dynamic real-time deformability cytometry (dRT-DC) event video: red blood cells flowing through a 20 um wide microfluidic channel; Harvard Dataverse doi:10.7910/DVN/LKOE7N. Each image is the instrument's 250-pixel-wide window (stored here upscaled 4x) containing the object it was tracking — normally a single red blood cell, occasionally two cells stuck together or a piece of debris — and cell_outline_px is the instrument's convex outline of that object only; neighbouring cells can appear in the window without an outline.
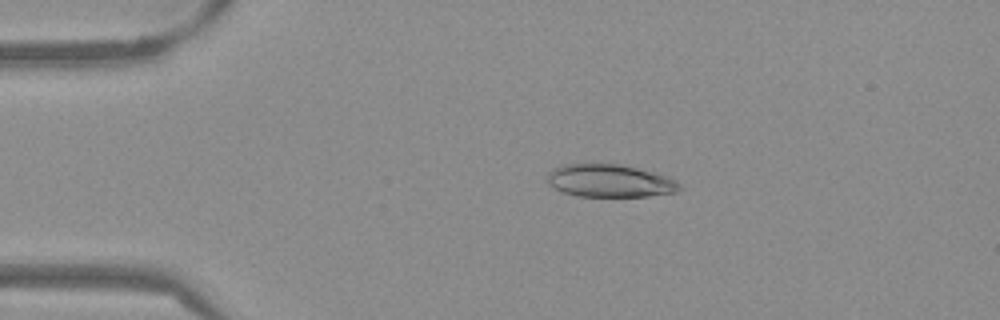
{"species": "Egyptian fruit bat (a non-hibernating species)", "species_latin": "Rousettus aegyptiacus", "temperature_condition": "warm", "stored_images_in_passage": 45, "camera_frame_rate_fps": 3000, "um_per_image_px": 0.085, "frame": {"image": 1, "passage_image": 3, "time_ms": 0.667, "image_size_px": [1000, 320], "cell_outline_px": [[684, 188], [676, 192], [648, 196], [576, 196], [564, 192], [548, 184], [544, 180], [548, 172], [552, 168], [564, 164], [620, 164], [656, 172], [676, 180]], "centroid_in_image_um": [51.83, 15.36], "position_along_channel_um": 33.2, "area_um2": 25.49}}
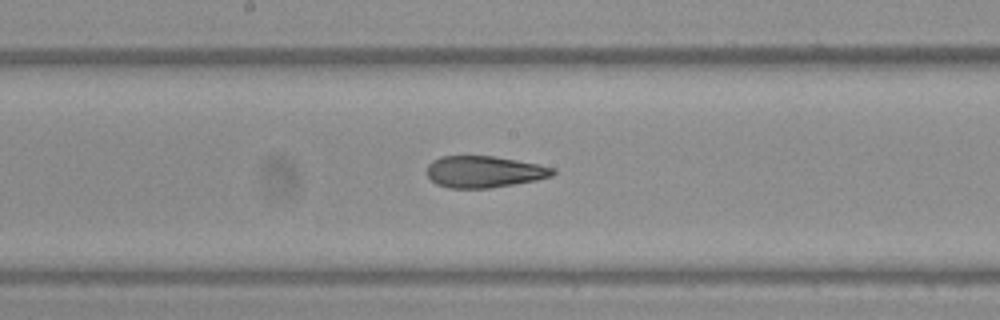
{"frame": {"image": 2, "passage_image": 20, "time_ms": 6.333, "image_size_px": [1000, 320], "cell_outline_px": [[556, 172], [552, 176], [536, 180], [488, 188], [448, 188], [436, 184], [428, 176], [428, 164], [432, 160], [440, 156], [492, 156], [540, 164], [556, 168]], "centroid_in_image_um": [41.16, 14.59], "position_along_channel_um": 207.0, "area_um2": 23.18}}
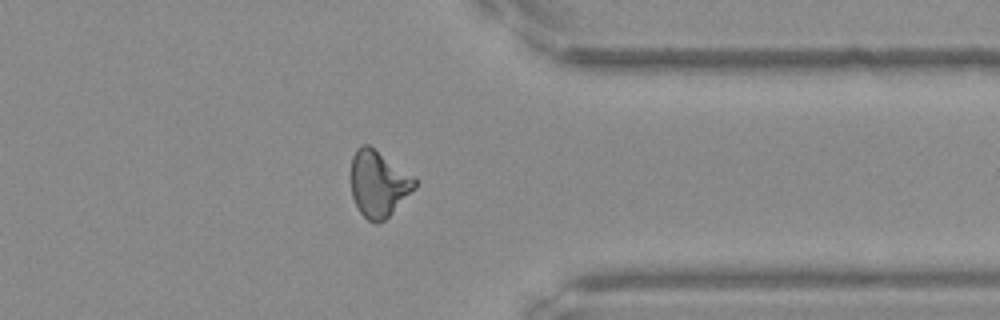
{"frame": {"image": 3, "passage_image": 34, "time_ms": 11.0, "image_size_px": [1000, 320], "cell_outline_px": [[416, 188], [384, 220], [376, 224], [368, 220], [360, 212], [352, 196], [352, 156], [356, 148], [360, 144], [368, 144], [412, 176], [416, 180]], "centroid_in_image_um": [32.15, 15.62], "position_along_channel_um": 379.2, "area_um2": 24.16}, "authors_computed_cell_mechanics": {"area_um2": 24.0448, "velocity_mm_per_s": 3.8636, "shape_relaxation_time_tau1_ms": null, "shape_relaxation_time_tau2_ms": 2.1813, "deformation_change_tau1": null, "deformation_change_tau2": 0.1072}}